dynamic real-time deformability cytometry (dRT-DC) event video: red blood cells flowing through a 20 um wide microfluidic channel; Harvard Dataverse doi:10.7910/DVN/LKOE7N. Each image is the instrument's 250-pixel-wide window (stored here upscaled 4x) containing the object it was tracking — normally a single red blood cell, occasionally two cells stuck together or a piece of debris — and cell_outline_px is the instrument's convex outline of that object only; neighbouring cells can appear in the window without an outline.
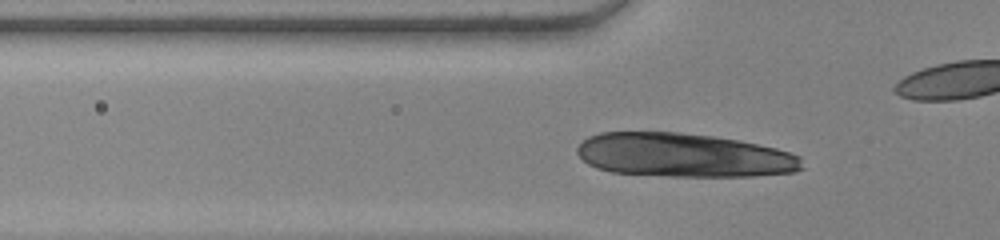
{"species": "human", "species_latin": "Homo sapiens", "temperature_condition": "warm", "stored_images_in_passage": 34, "camera_frame_rate_fps": 3000, "um_per_image_px": 0.085, "donor": {"sex": "female"}, "frame": {"image": 1, "passage_image": 11, "time_ms": 3.333, "image_size_px": [1000, 240], "cell_outline_px": [[804, 168], [796, 172], [752, 176], [668, 176], [612, 172], [596, 168], [588, 164], [576, 152], [576, 148], [588, 136], [600, 132], [680, 132], [712, 136], [736, 140], [776, 148], [800, 156]], "centroid_in_image_um": [58.11, 13.19], "position_along_channel_um": 67.7, "area_um2": 57.51}}
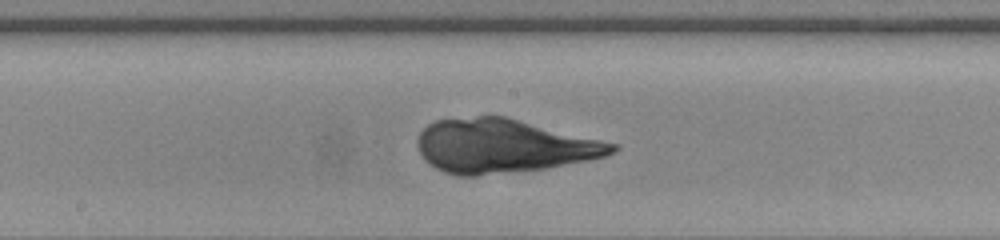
{"frame": {"image": 2, "passage_image": 22, "time_ms": 7.0, "image_size_px": [1000, 240], "cell_outline_px": [[620, 148], [616, 152], [604, 156], [588, 160], [544, 168], [476, 176], [456, 176], [444, 172], [436, 168], [424, 160], [416, 144], [416, 140], [420, 132], [428, 124], [436, 120], [476, 116], [504, 116], [620, 144]], "centroid_in_image_um": [42.78, 12.4], "position_along_channel_um": 205.4, "area_um2": 61.04}}
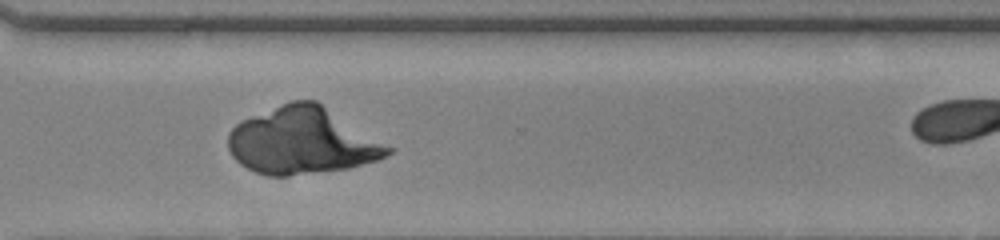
{"frame": {"image": 3, "passage_image": 33, "time_ms": 10.667, "image_size_px": [1000, 240], "cell_outline_px": [[396, 148], [388, 156], [376, 160], [348, 168], [288, 176], [268, 176], [256, 172], [240, 164], [232, 156], [228, 148], [228, 132], [236, 124], [252, 116], [280, 104], [292, 100], [316, 100]], "centroid_in_image_um": [25.73, 11.97], "position_along_channel_um": 344.9, "area_um2": 62.42}}